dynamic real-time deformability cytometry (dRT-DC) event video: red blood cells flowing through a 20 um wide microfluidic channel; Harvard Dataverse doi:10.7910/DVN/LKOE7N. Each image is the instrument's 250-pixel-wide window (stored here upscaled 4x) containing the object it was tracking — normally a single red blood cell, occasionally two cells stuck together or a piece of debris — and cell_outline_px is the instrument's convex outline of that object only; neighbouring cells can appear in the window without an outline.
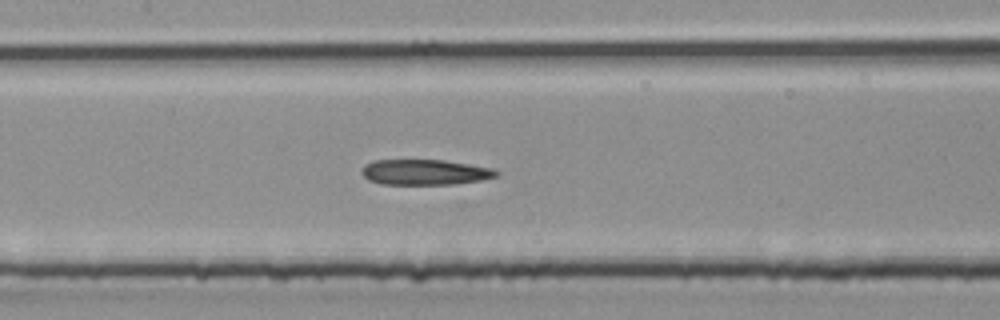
{"species": "common noctule bat (a hibernating species)", "species_latin": "Nyctalus noctula", "temperature_condition": "room temperature", "stored_images_in_passage": 35, "segment_of_instrument_passage": [2, 2], "camera_frame_rate_fps": 3000, "um_per_image_px": 0.085, "animal": {"sex": "male", "body_mass_g": 20.4}, "frame": {"image": 1, "passage_image": 16, "time_ms": 5.0, "image_size_px": [1000, 320], "cell_outline_px": [[500, 172], [496, 176], [480, 180], [452, 184], [380, 184], [368, 180], [360, 172], [364, 164], [372, 160], [444, 160], [492, 168]], "centroid_in_image_um": [36.06, 14.63], "position_along_channel_um": 171.3, "area_um2": 19.94}}
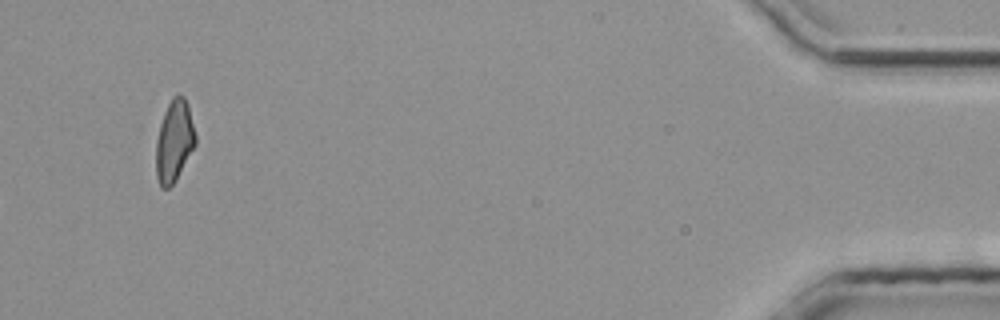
{"frame": {"image": 2, "passage_image": 35, "time_ms": 11.333, "image_size_px": [1000, 320], "cell_outline_px": [[196, 144], [176, 180], [168, 188], [160, 188], [156, 176], [156, 140], [160, 124], [164, 112], [172, 96], [176, 92], [180, 92], [184, 96], [188, 104], [196, 136]], "centroid_in_image_um": [14.81, 11.96], "position_along_channel_um": 420.4, "area_um2": 19.02}}